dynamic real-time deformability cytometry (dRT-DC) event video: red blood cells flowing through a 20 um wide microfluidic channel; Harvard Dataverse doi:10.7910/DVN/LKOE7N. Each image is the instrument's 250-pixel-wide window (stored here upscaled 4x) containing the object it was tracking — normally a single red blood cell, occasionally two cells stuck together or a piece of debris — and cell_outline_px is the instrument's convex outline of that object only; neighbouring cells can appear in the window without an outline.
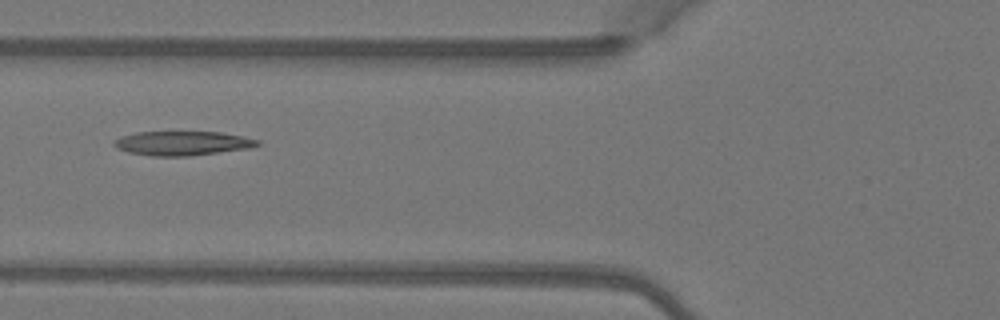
{"species": "Egyptian fruit bat (a non-hibernating species)", "species_latin": "Rousettus aegyptiacus", "temperature_condition": "warm", "stored_images_in_passage": 3, "camera_frame_rate_fps": 3000, "um_per_image_px": 0.085, "animal": {"sex": "female"}, "frame": {"image": 1, "passage_image": 3, "time_ms": 0.667, "image_size_px": [1000, 320], "cell_outline_px": [[260, 144], [252, 148], [188, 156], [152, 156], [128, 152], [116, 148], [112, 144], [112, 140], [120, 136], [136, 132], [220, 132], [244, 136], [260, 140]], "centroid_in_image_um": [15.49, 12.17], "position_along_channel_um": 110.3, "area_um2": 20.46}}